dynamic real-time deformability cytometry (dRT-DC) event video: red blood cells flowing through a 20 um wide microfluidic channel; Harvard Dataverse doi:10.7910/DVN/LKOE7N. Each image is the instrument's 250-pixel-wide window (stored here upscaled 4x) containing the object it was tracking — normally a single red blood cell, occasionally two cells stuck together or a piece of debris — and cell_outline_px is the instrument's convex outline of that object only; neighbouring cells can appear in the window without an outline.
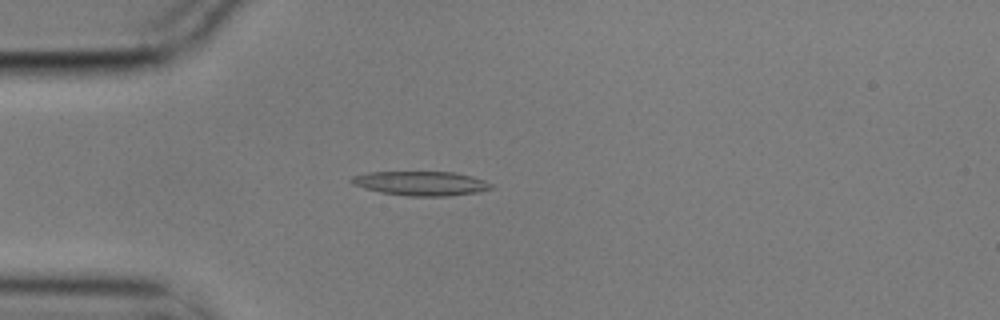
{"species": "common noctule bat (a hibernating species)", "species_latin": "Nyctalus noctula", "temperature_condition": "cold", "stored_images_in_passage": 1, "camera_frame_rate_fps": 3000, "um_per_image_px": 0.085, "animal": {"sex": "male", "body_mass_g": 17.9}, "frame": {"image": 1, "passage_image": 1, "time_ms": 0.0, "image_size_px": [1000, 320], "cell_outline_px": [[492, 188], [476, 192], [448, 196], [404, 196], [380, 192], [364, 188], [352, 184], [348, 180], [352, 176], [368, 172], [456, 172], [472, 176], [484, 180], [492, 184]], "centroid_in_image_um": [35.74, 15.58], "position_along_channel_um": 49.3, "area_um2": 19.83}}